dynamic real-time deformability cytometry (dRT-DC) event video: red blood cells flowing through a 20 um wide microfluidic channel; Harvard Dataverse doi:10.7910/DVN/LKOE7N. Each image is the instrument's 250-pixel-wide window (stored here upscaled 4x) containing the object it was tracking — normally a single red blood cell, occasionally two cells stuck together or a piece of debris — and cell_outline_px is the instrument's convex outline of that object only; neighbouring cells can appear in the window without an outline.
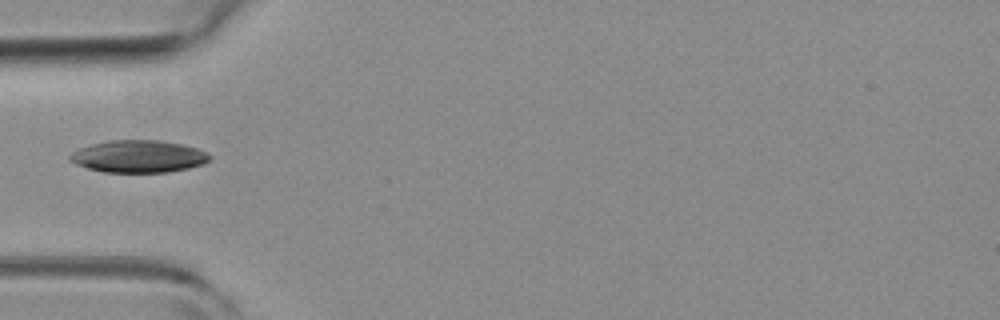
{"species": "common noctule bat (a hibernating species)", "species_latin": "Nyctalus noctula", "temperature_condition": "room temperature", "stored_images_in_passage": 4, "camera_frame_rate_fps": 3000, "um_per_image_px": 0.085, "animal": {"sex": "female", "body_mass_g": 19.3, "forearm_length_mm": 54.1}, "frame": {"image": 1, "passage_image": 1, "time_ms": 0.0, "image_size_px": [1000, 320], "cell_outline_px": [[212, 160], [204, 164], [188, 168], [168, 172], [104, 172], [88, 168], [76, 164], [68, 160], [68, 156], [72, 152], [80, 148], [92, 144], [112, 140], [160, 140], [180, 144], [196, 148], [208, 152], [212, 156]], "centroid_in_image_um": [11.8, 13.3], "position_along_channel_um": 73.2, "area_um2": 26.36}}